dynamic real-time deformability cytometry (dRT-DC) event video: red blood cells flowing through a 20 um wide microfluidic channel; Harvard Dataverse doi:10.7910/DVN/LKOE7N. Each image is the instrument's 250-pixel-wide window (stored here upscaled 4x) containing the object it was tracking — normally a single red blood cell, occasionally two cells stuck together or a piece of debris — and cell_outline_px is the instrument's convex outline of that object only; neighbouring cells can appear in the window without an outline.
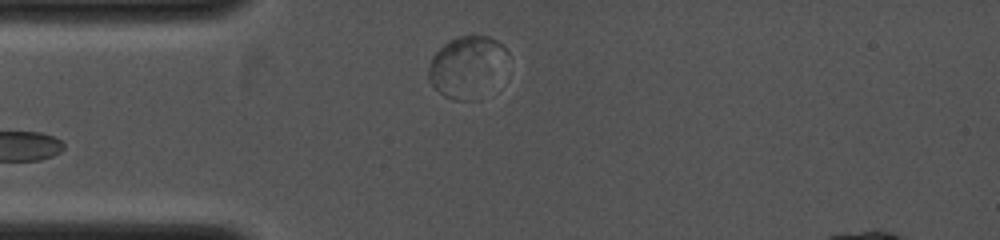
{"species": "common noctule bat (a hibernating species)", "species_latin": "Nyctalus noctula", "temperature_condition": "cold", "stored_images_in_passage": 35, "camera_frame_rate_fps": 4000, "um_per_image_px": 0.085, "animal": {"sex": "female", "body_mass_g": 19.0, "forearm_length_mm": 53.3}, "frame": {"image": 1, "passage_image": 1, "time_ms": 0.0, "image_size_px": [1000, 240], "cell_outline_px": [[508, 52], [472, 100], [452, 100], [444, 96], [428, 80], [428, 68], [432, 56], [448, 40], [460, 36], [488, 36], [496, 40]], "centroid_in_image_um": [39.5, 5.59], "position_along_channel_um": 45.5, "area_um2": 25.95}}
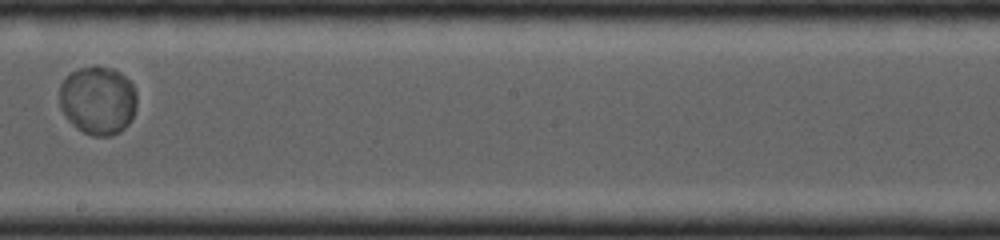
{"frame": {"image": 2, "passage_image": 16, "time_ms": 4.25, "image_size_px": [1000, 240], "cell_outline_px": [[136, 104], [132, 120], [120, 132], [108, 136], [92, 136], [76, 128], [68, 120], [60, 108], [60, 84], [68, 72], [76, 68], [92, 64], [96, 64], [112, 68], [120, 72], [132, 84], [136, 92]], "centroid_in_image_um": [8.3, 8.49], "position_along_channel_um": 239.9, "area_um2": 31.5}}
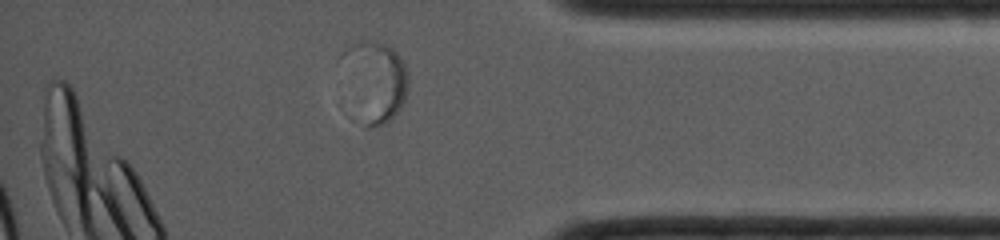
{"frame": {"image": 3, "passage_image": 30, "time_ms": 7.75, "image_size_px": [1000, 240], "cell_outline_px": [[408, 88], [404, 100], [400, 108], [388, 120], [380, 124], [368, 128], [340, 56], [352, 44], [368, 40], [392, 48], [400, 56], [408, 72]], "centroid_in_image_um": [31.98, 6.79], "position_along_channel_um": 403.2, "area_um2": 28.67}}